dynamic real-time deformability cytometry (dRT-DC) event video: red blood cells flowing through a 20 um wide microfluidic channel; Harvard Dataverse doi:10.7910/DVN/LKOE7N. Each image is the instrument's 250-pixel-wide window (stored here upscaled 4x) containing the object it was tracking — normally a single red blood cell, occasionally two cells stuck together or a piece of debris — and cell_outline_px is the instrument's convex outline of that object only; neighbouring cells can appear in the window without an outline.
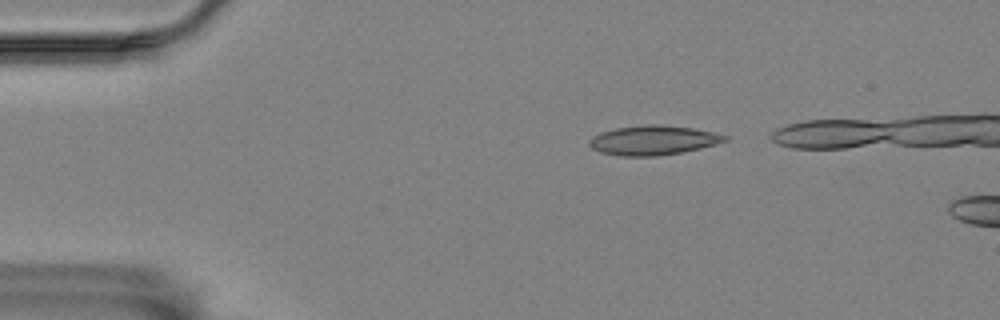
{"species": "Egyptian fruit bat (a non-hibernating species)", "species_latin": "Rousettus aegyptiacus", "temperature_condition": "room temperature", "stored_images_in_passage": 6, "segment_of_instrument_passage": [1, 2], "camera_frame_rate_fps": 3000, "um_per_image_px": 0.085, "animal": {"sex": "female"}, "frame": {"image": 1, "passage_image": 1, "time_ms": 0.0, "image_size_px": [1000, 320], "cell_outline_px": [[728, 140], [716, 144], [700, 148], [680, 152], [656, 156], [620, 156], [600, 152], [592, 148], [588, 144], [588, 140], [592, 136], [600, 132], [616, 128], [648, 124], [660, 124], [692, 128], [712, 132], [728, 136]], "centroid_in_image_um": [55.48, 11.92], "position_along_channel_um": 29.5, "area_um2": 23.24}}
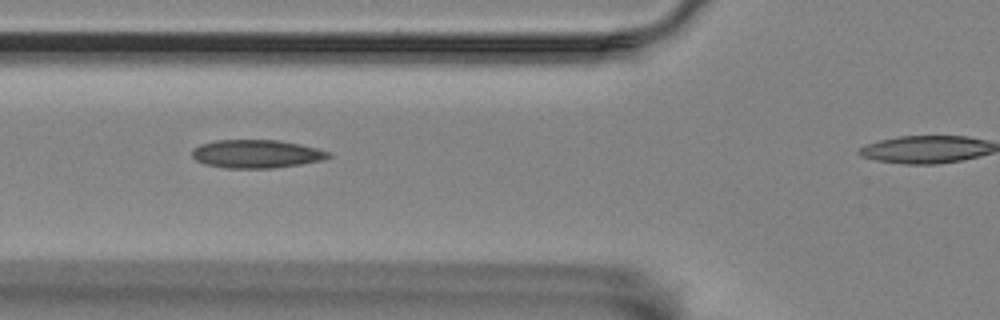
{"frame": {"image": 2, "passage_image": 4, "time_ms": 3.667, "image_size_px": [1000, 320], "cell_outline_px": [[332, 156], [324, 160], [300, 164], [272, 168], [224, 168], [204, 164], [196, 160], [192, 156], [192, 148], [200, 144], [216, 140], [280, 140], [300, 144], [316, 148], [328, 152]], "centroid_in_image_um": [21.77, 13.08], "position_along_channel_um": 104.0, "area_um2": 22.54}}
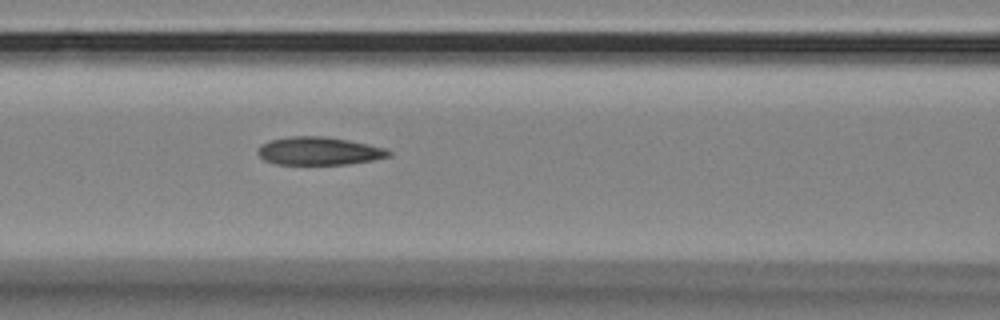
{"frame": {"image": 3, "passage_image": 5, "time_ms": 4.667, "image_size_px": [1000, 320], "cell_outline_px": [[392, 152], [388, 156], [372, 160], [348, 164], [276, 164], [264, 160], [256, 152], [264, 144], [272, 140], [292, 136], [324, 136], [348, 140], [368, 144], [384, 148]], "centroid_in_image_um": [27.12, 12.84], "position_along_channel_um": 139.5, "area_um2": 21.04}}